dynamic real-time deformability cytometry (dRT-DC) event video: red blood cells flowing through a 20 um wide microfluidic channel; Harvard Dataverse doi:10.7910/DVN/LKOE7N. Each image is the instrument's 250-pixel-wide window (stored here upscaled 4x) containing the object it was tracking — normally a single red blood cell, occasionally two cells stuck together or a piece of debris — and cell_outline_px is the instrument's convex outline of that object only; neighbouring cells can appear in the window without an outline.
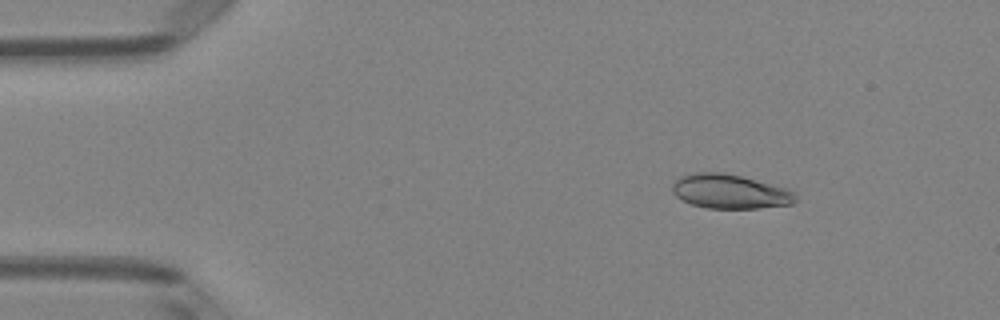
{"species": "Egyptian fruit bat (a non-hibernating species)", "species_latin": "Rousettus aegyptiacus", "temperature_condition": "room temperature", "stored_images_in_passage": 49, "camera_frame_rate_fps": 3000, "um_per_image_px": 0.085, "animal": {"sex": "female"}, "frame": {"image": 1, "passage_image": 6, "time_ms": 1.667, "image_size_px": [1000, 320], "cell_outline_px": [[796, 200], [792, 204], [760, 208], [708, 208], [692, 204], [676, 196], [672, 192], [672, 184], [680, 176], [696, 172], [724, 172], [788, 188], [796, 192]], "centroid_in_image_um": [62.06, 16.27], "position_along_channel_um": 22.9, "area_um2": 24.62}}
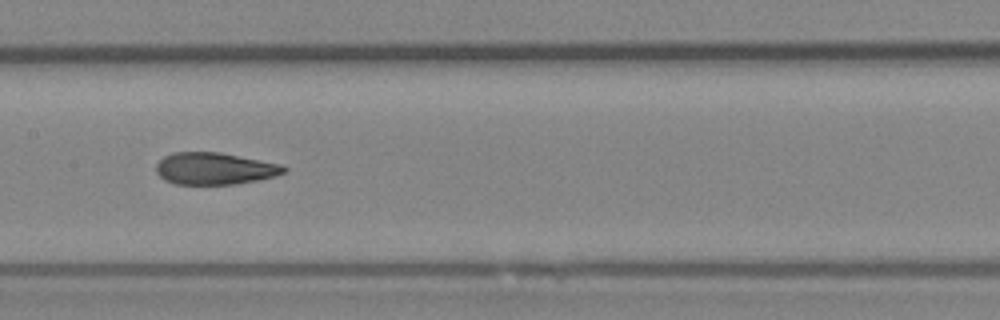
{"frame": {"image": 2, "passage_image": 24, "time_ms": 7.667, "image_size_px": [1000, 320], "cell_outline_px": [[288, 172], [276, 176], [236, 184], [176, 184], [164, 180], [156, 172], [156, 164], [164, 156], [172, 152], [220, 152], [284, 164], [288, 168]], "centroid_in_image_um": [18.29, 14.32], "position_along_channel_um": 189.1, "area_um2": 24.1}}
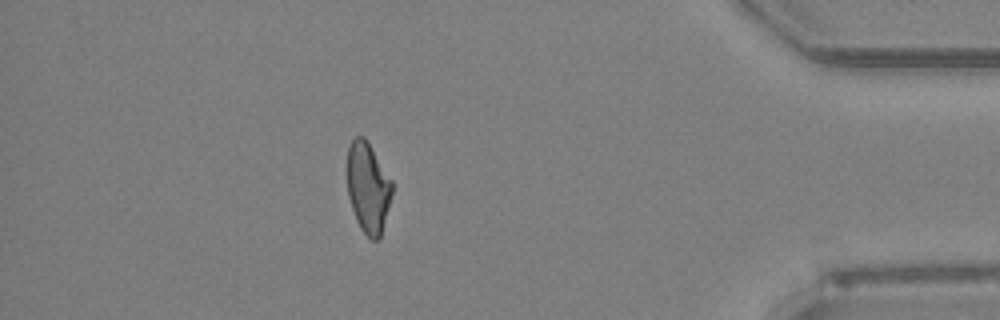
{"frame": {"image": 3, "passage_image": 43, "time_ms": 14.0, "image_size_px": [1000, 320], "cell_outline_px": [[392, 192], [380, 236], [376, 240], [372, 240], [360, 228], [356, 220], [348, 196], [348, 148], [352, 140], [356, 136], [364, 136], [368, 140], [392, 180]], "centroid_in_image_um": [31.28, 15.9], "position_along_channel_um": 403.9, "area_um2": 23.41}, "authors_computed_cell_mechanics": {"area_um2": 24.6228, "velocity_mm_per_s": 4.0761, "shape_relaxation_time_tau1_ms": 7.0552, "shape_relaxation_time_tau2_ms": 1.7623, "deformation_change_tau1": 0.1972, "deformation_change_tau2": 0.0894}}